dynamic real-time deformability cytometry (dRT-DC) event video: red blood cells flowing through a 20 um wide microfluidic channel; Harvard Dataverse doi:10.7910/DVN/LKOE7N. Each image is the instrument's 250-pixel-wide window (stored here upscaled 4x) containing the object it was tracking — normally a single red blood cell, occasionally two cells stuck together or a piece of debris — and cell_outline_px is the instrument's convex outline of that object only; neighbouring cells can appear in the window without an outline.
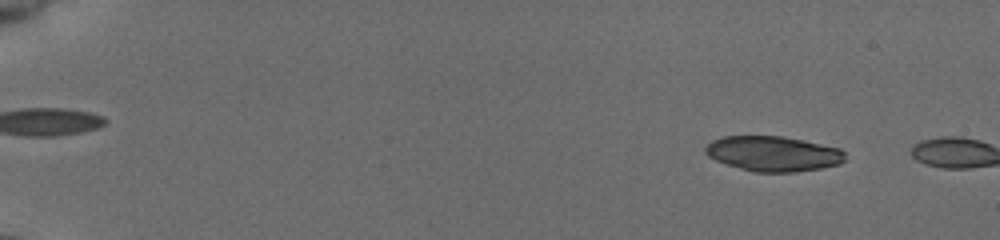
{"species": "common noctule bat (a hibernating species)", "species_latin": "Nyctalus noctula", "temperature_condition": "cold", "stored_images_in_passage": 8, "camera_frame_rate_fps": 3000, "um_per_image_px": 0.085, "animal": {"sex": "female", "body_mass_g": 19.5, "forearm_length_mm": 54.1}, "frame": {"image": 1, "passage_image": 6, "time_ms": 1.667, "image_size_px": [1000, 240], "cell_outline_px": [[844, 160], [840, 164], [820, 168], [796, 172], [752, 172], [716, 160], [708, 156], [704, 152], [704, 148], [712, 140], [724, 136], [780, 136], [804, 140], [840, 148], [844, 152]], "centroid_in_image_um": [65.71, 13.06], "position_along_channel_um": 19.3, "area_um2": 28.55}}